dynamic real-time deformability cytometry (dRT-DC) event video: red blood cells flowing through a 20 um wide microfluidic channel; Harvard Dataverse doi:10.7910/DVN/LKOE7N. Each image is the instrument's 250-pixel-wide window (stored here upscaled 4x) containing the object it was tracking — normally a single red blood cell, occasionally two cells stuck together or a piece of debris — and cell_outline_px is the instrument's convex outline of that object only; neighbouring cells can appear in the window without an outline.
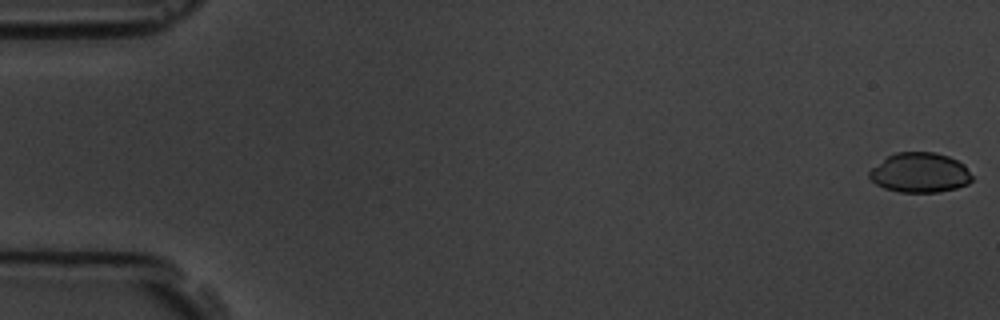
{"species": "common noctule bat (a hibernating species)", "species_latin": "Nyctalus noctula", "temperature_condition": "room temperature", "stored_images_in_passage": 8, "camera_frame_rate_fps": 3000, "um_per_image_px": 0.085, "animal": {"sex": "male", "body_mass_g": 19.5, "forearm_length_mm": 54.6}, "frame": {"image": 1, "passage_image": 1, "time_ms": 0.0, "image_size_px": [1000, 320], "cell_outline_px": [[972, 180], [968, 184], [956, 188], [940, 192], [900, 192], [884, 188], [876, 184], [868, 176], [868, 172], [872, 168], [888, 156], [896, 152], [936, 152], [948, 156], [964, 164], [972, 176]], "centroid_in_image_um": [78.2, 14.68], "position_along_channel_um": 6.8, "area_um2": 23.81}}
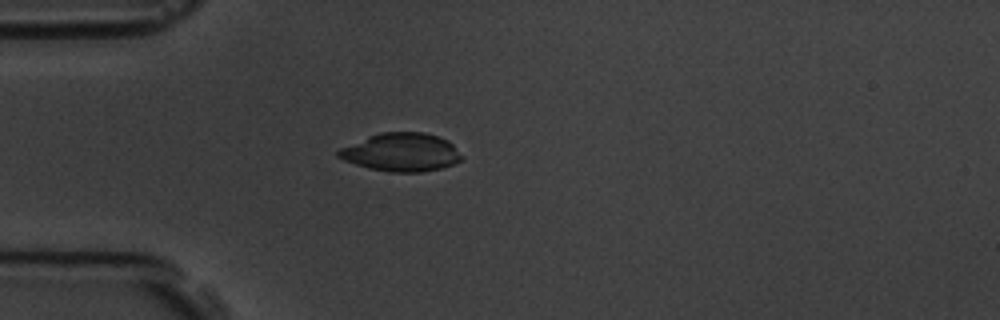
{"frame": {"image": 2, "passage_image": 5, "time_ms": 5.0, "image_size_px": [1000, 320], "cell_outline_px": [[464, 156], [460, 160], [452, 164], [440, 168], [420, 172], [388, 172], [368, 168], [344, 160], [336, 156], [336, 152], [340, 148], [368, 136], [380, 132], [424, 132], [448, 140]], "centroid_in_image_um": [34.09, 12.94], "position_along_channel_um": 50.9, "area_um2": 27.46}}
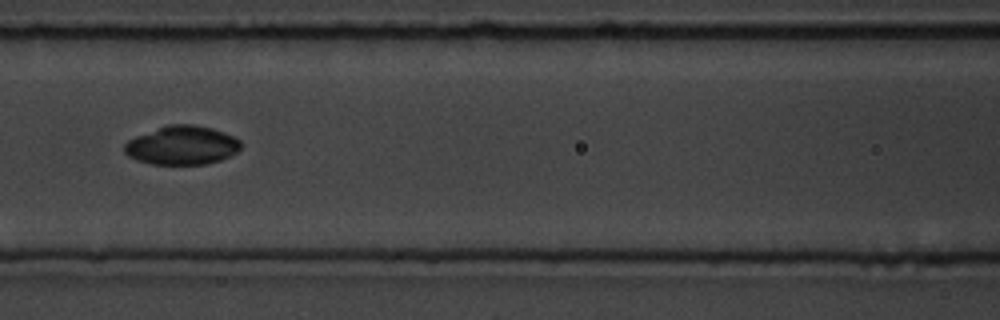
{"frame": {"image": 3, "passage_image": 8, "time_ms": 8.0, "image_size_px": [1000, 320], "cell_outline_px": [[244, 144], [236, 152], [220, 160], [208, 164], [152, 164], [136, 160], [128, 156], [124, 152], [124, 144], [128, 140], [136, 136], [168, 124], [192, 124], [212, 128], [224, 132], [240, 140]], "centroid_in_image_um": [15.47, 12.35], "position_along_channel_um": 151.1, "area_um2": 26.36}}